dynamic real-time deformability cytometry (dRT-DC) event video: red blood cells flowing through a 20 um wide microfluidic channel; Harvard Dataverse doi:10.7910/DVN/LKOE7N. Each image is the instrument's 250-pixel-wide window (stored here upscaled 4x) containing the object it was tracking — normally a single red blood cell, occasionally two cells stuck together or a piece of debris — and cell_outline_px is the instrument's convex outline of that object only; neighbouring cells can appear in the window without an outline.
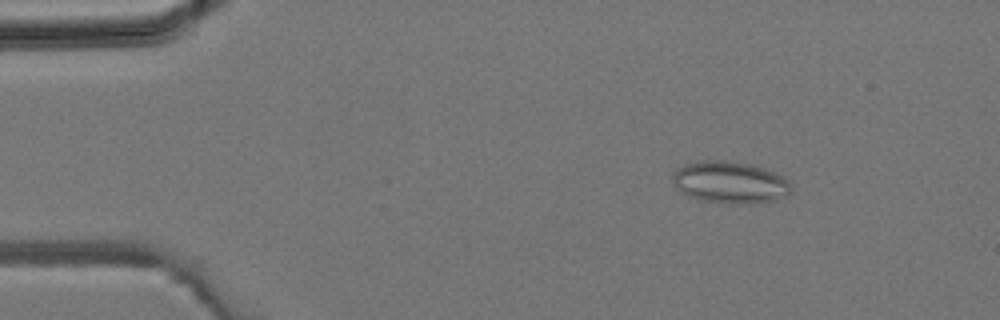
{"species": "common noctule bat (a hibernating species)", "species_latin": "Nyctalus noctula", "temperature_condition": "room temperature", "stored_images_in_passage": 43, "camera_frame_rate_fps": 3000, "um_per_image_px": 0.085, "animal": {"sex": "male", "body_mass_g": 19.2, "forearm_length_mm": 51.8}, "frame": {"image": 1, "passage_image": 6, "time_ms": 1.667, "image_size_px": [1000, 320], "cell_outline_px": [[792, 192], [788, 196], [772, 200], [752, 204], [732, 204], [700, 200], [688, 196], [680, 192], [672, 180], [672, 176], [676, 168], [684, 164], [704, 160], [724, 160], [752, 164], [764, 168], [788, 180], [792, 188]], "centroid_in_image_um": [62.04, 15.51], "position_along_channel_um": 23.0, "area_um2": 29.25}}
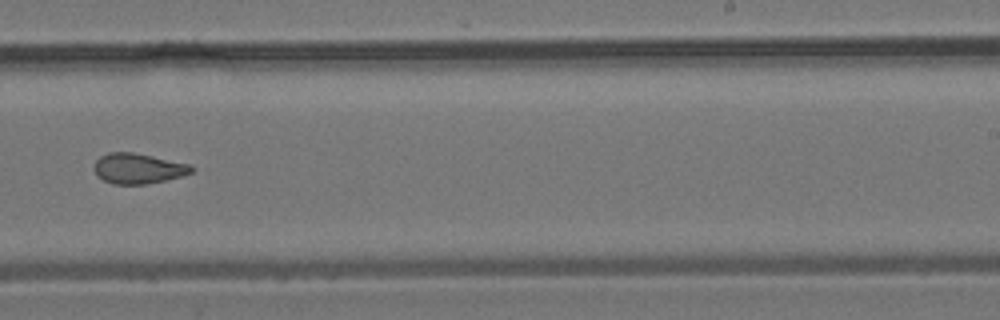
{"frame": {"image": 2, "passage_image": 27, "time_ms": 8.667, "image_size_px": [1000, 320], "cell_outline_px": [[196, 168], [192, 172], [180, 176], [148, 184], [112, 184], [96, 176], [92, 168], [96, 160], [100, 156], [108, 152], [132, 152], [152, 156], [188, 164]], "centroid_in_image_um": [11.68, 14.32], "position_along_channel_um": 277.3, "area_um2": 17.22}}
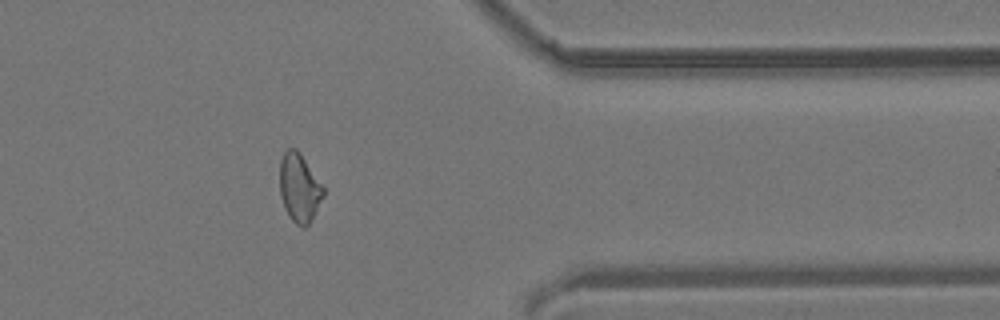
{"frame": {"image": 3, "passage_image": 35, "time_ms": 11.333, "image_size_px": [1000, 320], "cell_outline_px": [[324, 196], [308, 224], [304, 228], [296, 224], [288, 216], [284, 208], [280, 196], [280, 160], [284, 152], [288, 148], [296, 148], [300, 152], [324, 188]], "centroid_in_image_um": [25.42, 15.96], "position_along_channel_um": 386.0, "area_um2": 17.34}}